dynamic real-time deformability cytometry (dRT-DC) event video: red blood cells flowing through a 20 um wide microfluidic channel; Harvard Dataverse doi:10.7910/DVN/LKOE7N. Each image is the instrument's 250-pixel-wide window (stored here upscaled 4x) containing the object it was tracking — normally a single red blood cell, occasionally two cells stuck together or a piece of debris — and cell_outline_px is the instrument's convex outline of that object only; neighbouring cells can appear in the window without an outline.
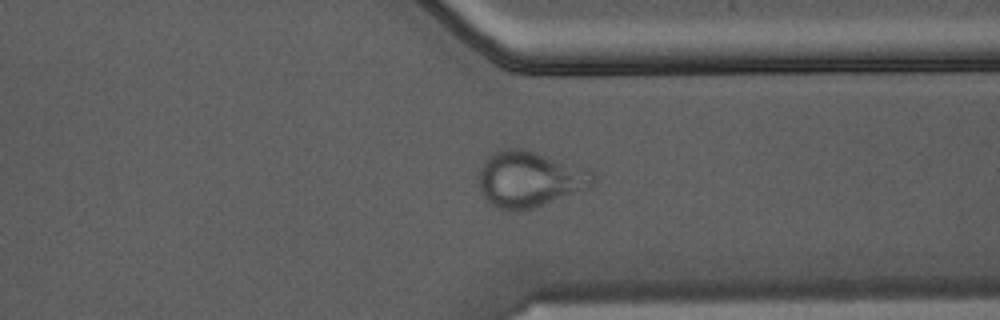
{"species": "Egyptian fruit bat (a non-hibernating species)", "species_latin": "Rousettus aegyptiacus", "temperature_condition": "warm", "stored_images_in_passage": 36, "camera_frame_rate_fps": 3000, "um_per_image_px": 0.085, "animal": {"sex": "male"}, "frame": {"image": 1, "passage_image": 26, "time_ms": 8.333, "image_size_px": [1000, 320], "cell_outline_px": [[600, 176], [592, 184], [532, 208], [520, 212], [508, 212], [496, 208], [488, 204], [480, 188], [476, 172], [484, 160], [496, 148], [524, 148], [588, 168], [596, 172]], "centroid_in_image_um": [44.93, 15.2], "position_along_channel_um": 366.5, "area_um2": 37.8}}